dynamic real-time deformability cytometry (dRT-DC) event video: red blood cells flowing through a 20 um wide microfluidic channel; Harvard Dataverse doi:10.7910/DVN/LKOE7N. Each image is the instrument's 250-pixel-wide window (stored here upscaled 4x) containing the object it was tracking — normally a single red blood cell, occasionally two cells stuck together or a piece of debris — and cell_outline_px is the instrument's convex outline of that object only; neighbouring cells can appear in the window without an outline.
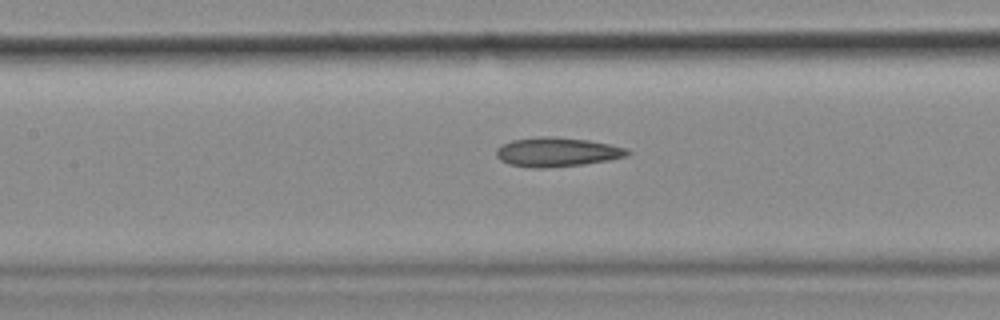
{"species": "common noctule bat (a hibernating species)", "species_latin": "Nyctalus noctula", "temperature_condition": "cold", "stored_images_in_passage": 49, "camera_frame_rate_fps": 3000, "um_per_image_px": 0.085, "animal": {"sex": "female", "body_mass_g": 18.4}, "frame": {"image": 1, "passage_image": 22, "time_ms": 7.0, "image_size_px": [1000, 320], "cell_outline_px": [[632, 152], [628, 156], [608, 160], [584, 164], [544, 168], [532, 168], [508, 164], [500, 160], [496, 156], [496, 148], [512, 140], [540, 136], [548, 136], [588, 140], [628, 148]], "centroid_in_image_um": [47.35, 12.93], "position_along_channel_um": 160.1, "area_um2": 22.37}}